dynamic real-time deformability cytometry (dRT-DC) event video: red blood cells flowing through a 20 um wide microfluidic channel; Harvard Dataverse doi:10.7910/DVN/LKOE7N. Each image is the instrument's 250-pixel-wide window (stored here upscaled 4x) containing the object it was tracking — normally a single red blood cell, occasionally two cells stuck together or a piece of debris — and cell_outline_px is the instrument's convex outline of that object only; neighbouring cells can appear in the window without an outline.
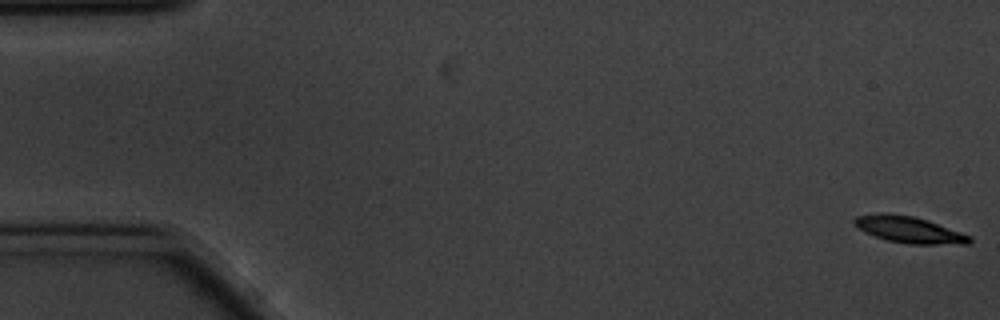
{"species": "common noctule bat (a hibernating species)", "species_latin": "Nyctalus noctula", "temperature_condition": "cold", "stored_images_in_passage": 58, "camera_frame_rate_fps": 3000, "um_per_image_px": 0.085, "animal": {"sex": "male", "body_mass_g": 20.1, "forearm_length_mm": 53.5}, "frame": {"image": 1, "passage_image": 1, "time_ms": 0.0, "image_size_px": [1000, 320], "cell_outline_px": [[972, 240], [968, 244], [908, 244], [888, 240], [864, 232], [856, 228], [852, 224], [852, 220], [856, 216], [876, 212], [884, 212], [912, 216], [972, 236]], "centroid_in_image_um": [77.18, 19.51], "position_along_channel_um": 7.8, "area_um2": 17.74}}
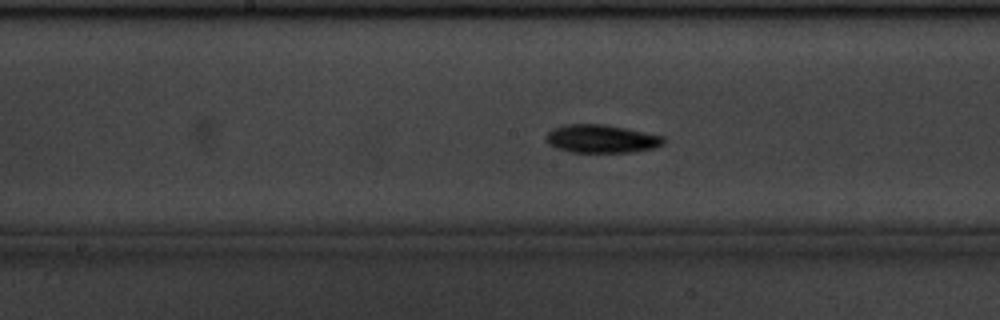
{"frame": {"image": 2, "passage_image": 29, "time_ms": 9.333, "image_size_px": [1000, 320], "cell_outline_px": [[664, 144], [656, 148], [632, 152], [572, 152], [556, 148], [548, 144], [544, 140], [544, 136], [552, 128], [564, 124], [604, 124], [664, 136]], "centroid_in_image_um": [51.08, 11.8], "position_along_channel_um": 197.1, "area_um2": 19.48}}
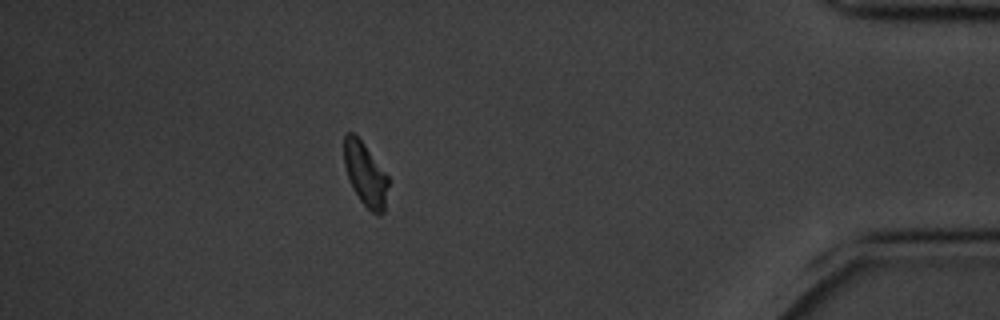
{"frame": {"image": 3, "passage_image": 51, "time_ms": 16.667, "image_size_px": [1000, 320], "cell_outline_px": [[388, 184], [384, 212], [380, 216], [372, 212], [360, 200], [352, 188], [344, 164], [344, 132], [352, 132], [364, 144], [388, 176]], "centroid_in_image_um": [31.04, 14.82], "position_along_channel_um": 404.2, "area_um2": 16.18}, "authors_computed_cell_mechanics": {"area_um2": 17.6868, "velocity_mm_per_s": 3.4694, "shape_relaxation_time_tau1_ms": 1.6296, "shape_relaxation_time_tau2_ms": null, "deformation_change_tau1": 0.0973, "deformation_change_tau2": null}}